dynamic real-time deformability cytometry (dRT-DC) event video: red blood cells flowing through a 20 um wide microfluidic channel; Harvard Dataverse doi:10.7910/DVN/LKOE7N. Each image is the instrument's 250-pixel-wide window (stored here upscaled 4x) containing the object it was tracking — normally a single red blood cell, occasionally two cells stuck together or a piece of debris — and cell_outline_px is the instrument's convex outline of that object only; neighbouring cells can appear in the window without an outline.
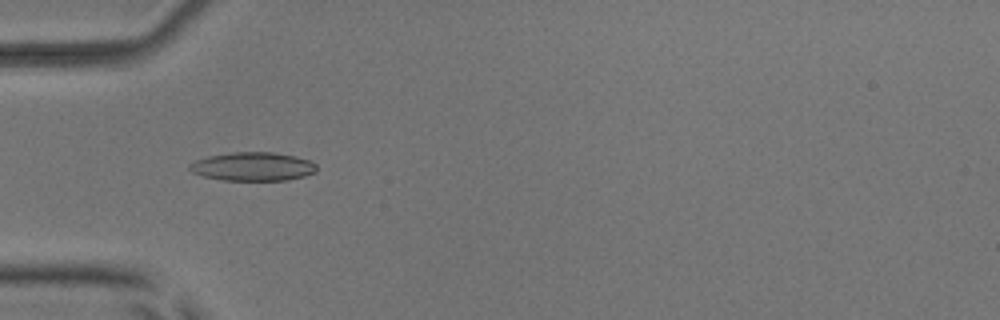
{"species": "common noctule bat (a hibernating species)", "species_latin": "Nyctalus noctula", "temperature_condition": "room temperature", "stored_images_in_passage": 52, "camera_frame_rate_fps": 3000, "um_per_image_px": 0.085, "animal": {"sex": "male", "body_mass_g": 17.9, "forearm_length_mm": 54.2}, "frame": {"image": 1, "passage_image": 17, "time_ms": 5.333, "image_size_px": [1000, 320], "cell_outline_px": [[316, 172], [304, 176], [288, 180], [220, 180], [204, 176], [192, 172], [188, 168], [188, 164], [196, 160], [208, 156], [232, 152], [272, 152], [296, 156], [308, 160], [316, 164]], "centroid_in_image_um": [21.48, 14.15], "position_along_channel_um": 63.5, "area_um2": 21.21}}
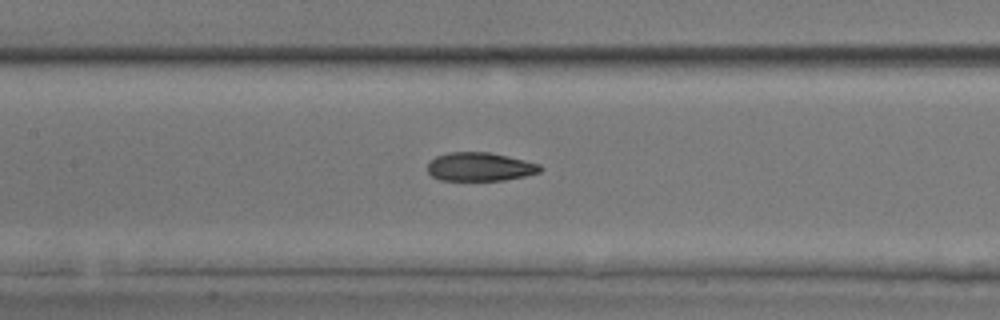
{"frame": {"image": 2, "passage_image": 25, "time_ms": 8.0, "image_size_px": [1000, 320], "cell_outline_px": [[544, 168], [540, 172], [524, 176], [504, 180], [440, 180], [432, 176], [428, 172], [428, 164], [436, 156], [448, 152], [488, 152], [508, 156], [540, 164]], "centroid_in_image_um": [40.81, 14.17], "position_along_channel_um": 166.6, "area_um2": 18.73}}
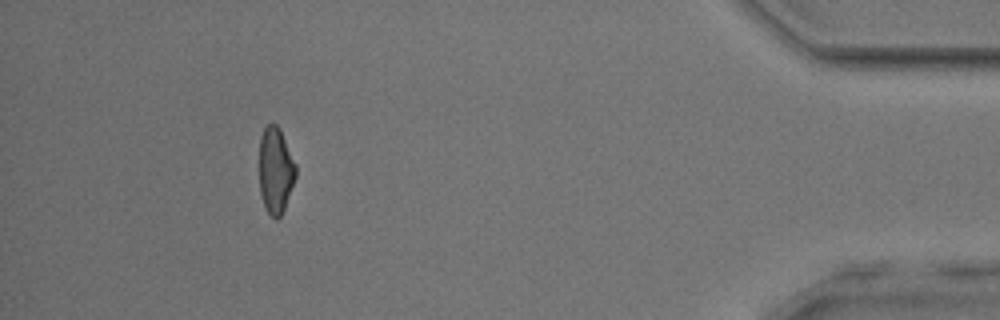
{"frame": {"image": 3, "passage_image": 48, "time_ms": 15.667, "image_size_px": [1000, 320], "cell_outline_px": [[296, 176], [284, 208], [280, 216], [276, 220], [268, 212], [264, 204], [260, 192], [260, 136], [264, 128], [268, 124], [276, 124], [280, 128], [296, 164]], "centroid_in_image_um": [23.43, 14.45], "position_along_channel_um": 411.8, "area_um2": 18.15}, "authors_computed_cell_mechanics": {"area_um2": 19.3919, "velocity_mm_per_s": 3.9483, "shape_relaxation_time_tau1_ms": 3.9574, "shape_relaxation_time_tau2_ms": 3.0777, "deformation_change_tau1": 0.1271, "deformation_change_tau2": 0.0962}}